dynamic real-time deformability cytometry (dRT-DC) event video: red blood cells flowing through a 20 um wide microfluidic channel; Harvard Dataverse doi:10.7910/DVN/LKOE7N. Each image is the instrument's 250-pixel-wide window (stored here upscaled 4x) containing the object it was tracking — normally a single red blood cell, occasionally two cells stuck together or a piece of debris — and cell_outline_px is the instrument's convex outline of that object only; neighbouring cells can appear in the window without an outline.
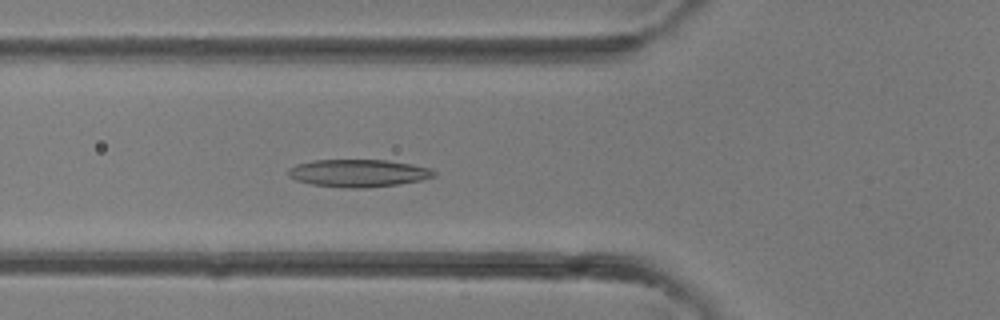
{"species": "common noctule bat (a hibernating species)", "species_latin": "Nyctalus noctula", "temperature_condition": "room temperature", "stored_images_in_passage": 40, "camera_frame_rate_fps": 3000, "um_per_image_px": 0.085, "animal": {"sex": "female"}, "frame": {"image": 1, "passage_image": 14, "time_ms": 4.333, "image_size_px": [1000, 320], "cell_outline_px": [[436, 176], [420, 180], [400, 184], [368, 188], [344, 188], [312, 184], [296, 180], [288, 176], [288, 168], [296, 164], [312, 160], [384, 160], [412, 164], [432, 168], [436, 172]], "centroid_in_image_um": [30.47, 14.72], "position_along_channel_um": 95.3, "area_um2": 23.58}}
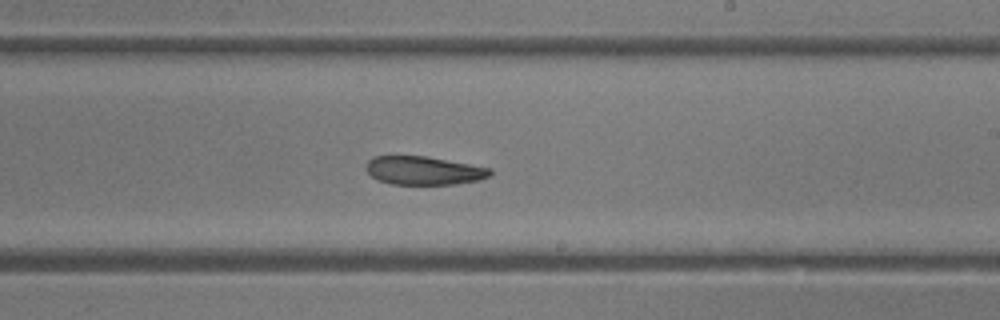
{"frame": {"image": 2, "passage_image": 23, "time_ms": 7.333, "image_size_px": [1000, 320], "cell_outline_px": [[492, 176], [480, 180], [456, 184], [392, 184], [376, 180], [368, 172], [368, 160], [372, 156], [428, 156], [492, 168]], "centroid_in_image_um": [36.08, 14.5], "position_along_channel_um": 252.9, "area_um2": 20.69}}
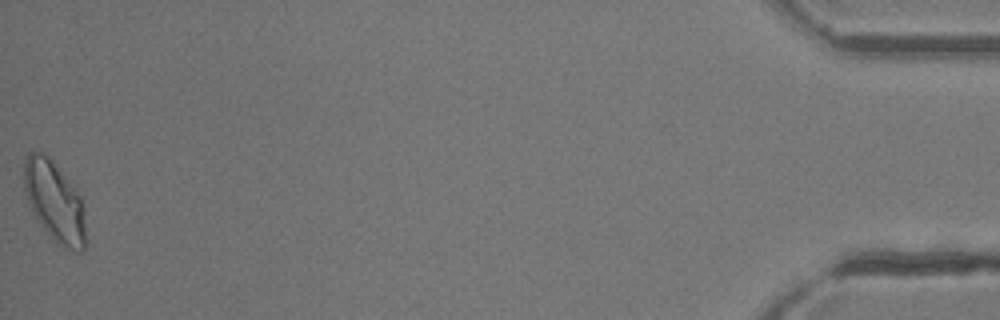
{"frame": {"image": 3, "passage_image": 39, "time_ms": 12.667, "image_size_px": [1000, 320], "cell_outline_px": [[84, 248], [80, 252], [76, 252], [64, 248], [56, 244], [36, 220], [24, 192], [24, 156], [28, 152], [40, 152], [48, 156], [80, 196], [84, 228]], "centroid_in_image_um": [4.57, 17.15], "position_along_channel_um": 430.6, "area_um2": 28.44}}